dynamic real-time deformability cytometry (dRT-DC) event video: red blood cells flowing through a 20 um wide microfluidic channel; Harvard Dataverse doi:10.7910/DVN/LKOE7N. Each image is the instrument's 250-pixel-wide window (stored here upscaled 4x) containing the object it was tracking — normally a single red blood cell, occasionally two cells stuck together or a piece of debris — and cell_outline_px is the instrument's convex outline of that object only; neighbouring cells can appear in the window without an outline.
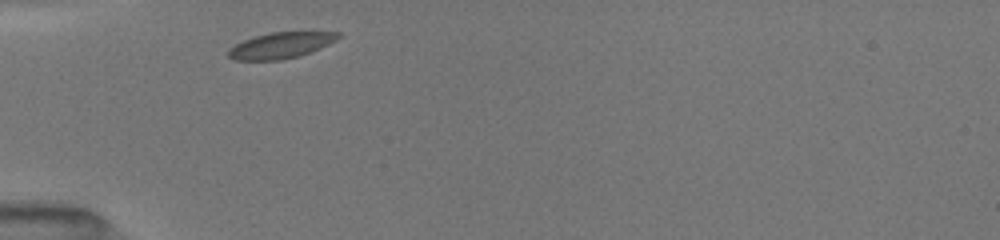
{"species": "common noctule bat (a hibernating species)", "species_latin": "Nyctalus noctula", "temperature_condition": "room temperature", "stored_images_in_passage": 25, "camera_frame_rate_fps": 3000, "um_per_image_px": 0.085, "animal": {"sex": "female", "body_mass_g": 19.5, "forearm_length_mm": 54.1}, "frame": {"image": 1, "passage_image": 1, "time_ms": 0.0, "image_size_px": [1000, 240], "cell_outline_px": [[344, 36], [320, 48], [296, 56], [280, 60], [232, 60], [228, 56], [228, 48], [244, 40], [256, 36], [272, 32], [340, 32]], "centroid_in_image_um": [23.86, 3.85], "position_along_channel_um": 61.1, "area_um2": 16.47}}
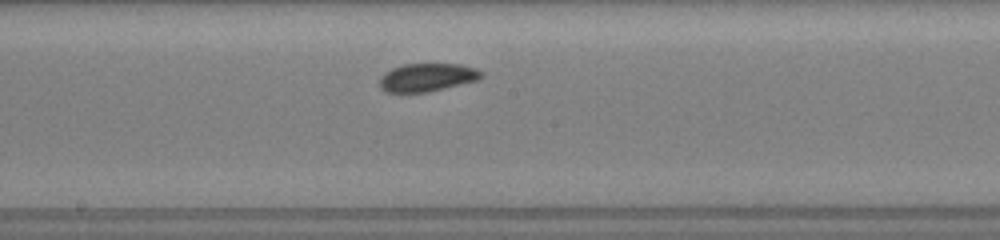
{"frame": {"image": 2, "passage_image": 10, "time_ms": 4.0, "image_size_px": [1000, 240], "cell_outline_px": [[484, 76], [476, 80], [428, 92], [388, 92], [380, 88], [380, 76], [384, 72], [392, 68], [404, 64], [460, 64], [476, 68], [484, 72]], "centroid_in_image_um": [36.31, 6.57], "position_along_channel_um": 211.9, "area_um2": 16.65}}
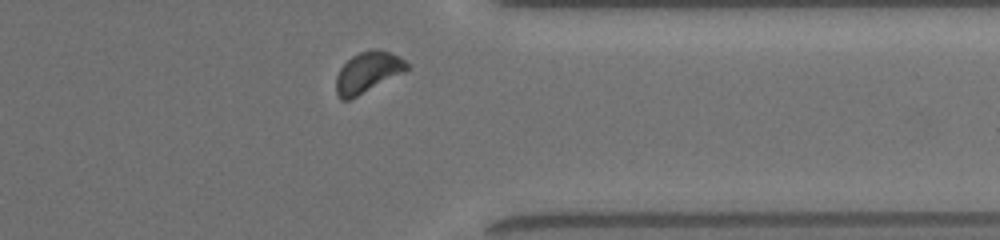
{"frame": {"image": 3, "passage_image": 22, "time_ms": 8.333, "image_size_px": [1000, 240], "cell_outline_px": [[408, 68], [404, 72], [348, 100], [340, 100], [336, 92], [336, 76], [340, 68], [352, 56], [368, 48], [376, 48], [400, 56], [408, 64]], "centroid_in_image_um": [31.24, 6.12], "position_along_channel_um": 380.2, "area_um2": 16.65}, "authors_computed_cell_mechanics": {"area_um2": 16.762, "velocity_mm_per_s": 3.9522, "shape_relaxation_time_tau1_ms": 3.0612, "shape_relaxation_time_tau2_ms": null, "deformation_change_tau1": 0.0763, "deformation_change_tau2": null}}